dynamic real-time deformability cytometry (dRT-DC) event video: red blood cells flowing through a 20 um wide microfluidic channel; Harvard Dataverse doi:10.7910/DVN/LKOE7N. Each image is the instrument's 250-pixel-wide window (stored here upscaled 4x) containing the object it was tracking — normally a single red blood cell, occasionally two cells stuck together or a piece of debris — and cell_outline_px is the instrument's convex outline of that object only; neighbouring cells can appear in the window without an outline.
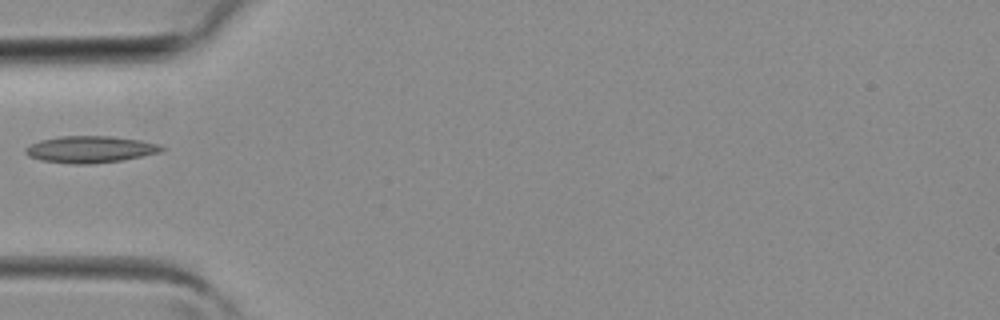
{"species": "common noctule bat (a hibernating species)", "species_latin": "Nyctalus noctula", "temperature_condition": "room temperature", "stored_images_in_passage": 11, "camera_frame_rate_fps": 3000, "um_per_image_px": 0.085, "animal": {"sex": "female", "body_mass_g": 19.3, "forearm_length_mm": 54.1}, "frame": {"image": 1, "passage_image": 1, "time_ms": 0.0, "image_size_px": [1000, 320], "cell_outline_px": [[164, 148], [160, 152], [144, 156], [124, 160], [92, 164], [72, 164], [40, 160], [28, 156], [24, 152], [24, 148], [40, 140], [60, 136], [112, 136], [140, 140], [160, 144]], "centroid_in_image_um": [7.67, 12.7], "position_along_channel_um": 77.3, "area_um2": 21.39}}